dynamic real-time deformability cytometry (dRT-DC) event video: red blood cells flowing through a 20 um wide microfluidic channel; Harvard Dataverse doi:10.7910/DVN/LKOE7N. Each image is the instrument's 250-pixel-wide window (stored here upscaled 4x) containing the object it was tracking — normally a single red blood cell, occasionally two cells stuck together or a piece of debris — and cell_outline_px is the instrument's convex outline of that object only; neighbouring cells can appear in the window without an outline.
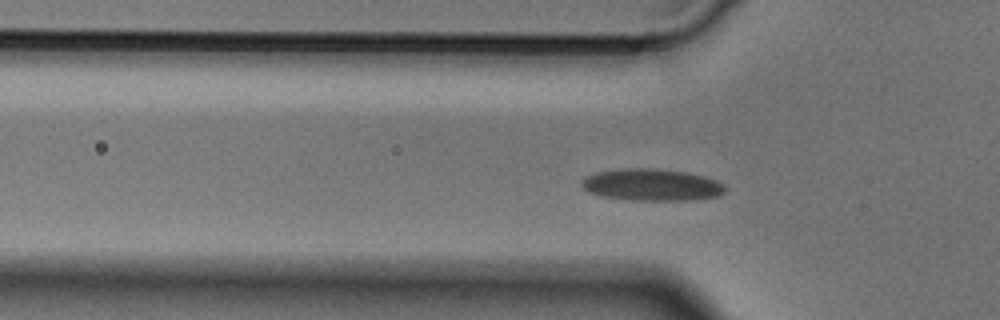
{"species": "Egyptian fruit bat (a non-hibernating species)", "species_latin": "Rousettus aegyptiacus", "temperature_condition": "cold", "stored_images_in_passage": 37, "camera_frame_rate_fps": 3000, "um_per_image_px": 0.085, "animal": {"sex": "male"}, "frame": {"image": 1, "passage_image": 2, "time_ms": 0.333, "image_size_px": [1000, 320], "cell_outline_px": [[724, 192], [720, 196], [696, 200], [632, 200], [600, 196], [588, 192], [580, 184], [588, 176], [596, 172], [620, 168], [656, 168], [688, 172], [704, 176], [716, 180], [724, 188]], "centroid_in_image_um": [55.4, 15.71], "position_along_channel_um": 70.4, "area_um2": 26.76}}
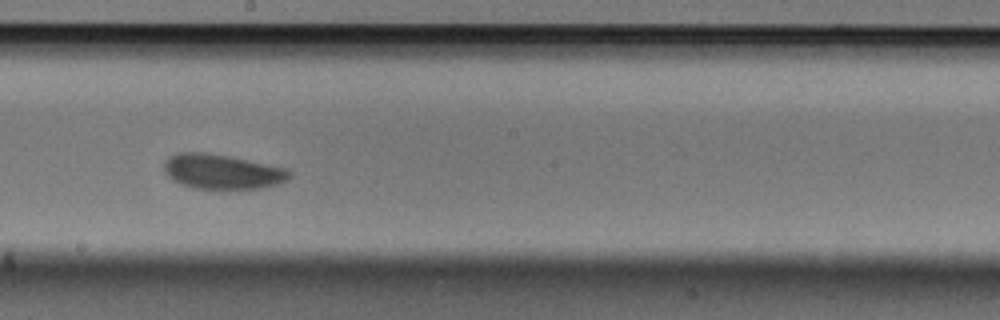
{"frame": {"image": 2, "passage_image": 14, "time_ms": 4.333, "image_size_px": [1000, 320], "cell_outline_px": [[292, 176], [288, 180], [264, 188], [196, 188], [180, 184], [172, 180], [164, 172], [164, 160], [168, 156], [176, 152], [204, 152], [228, 156], [284, 168], [292, 172]], "centroid_in_image_um": [18.83, 14.58], "position_along_channel_um": 229.4, "area_um2": 25.32}}
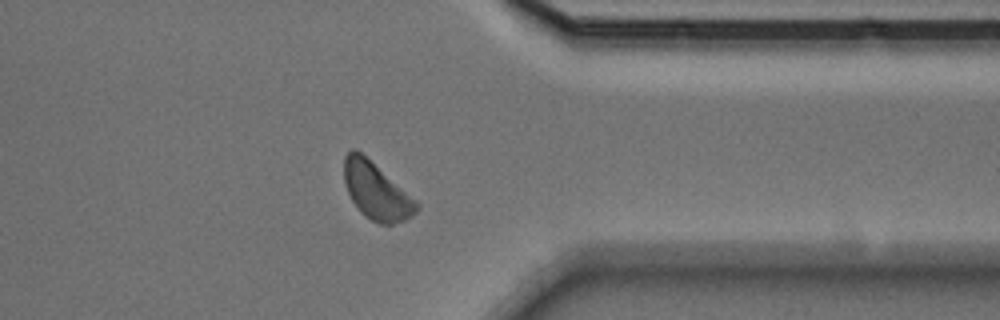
{"frame": {"image": 3, "passage_image": 26, "time_ms": 8.333, "image_size_px": [1000, 320], "cell_outline_px": [[420, 208], [412, 216], [404, 220], [392, 224], [380, 224], [372, 220], [360, 212], [352, 200], [348, 192], [344, 180], [344, 156], [352, 148], [356, 148], [416, 200], [420, 204]], "centroid_in_image_um": [31.98, 16.24], "position_along_channel_um": 379.4, "area_um2": 23.7}}